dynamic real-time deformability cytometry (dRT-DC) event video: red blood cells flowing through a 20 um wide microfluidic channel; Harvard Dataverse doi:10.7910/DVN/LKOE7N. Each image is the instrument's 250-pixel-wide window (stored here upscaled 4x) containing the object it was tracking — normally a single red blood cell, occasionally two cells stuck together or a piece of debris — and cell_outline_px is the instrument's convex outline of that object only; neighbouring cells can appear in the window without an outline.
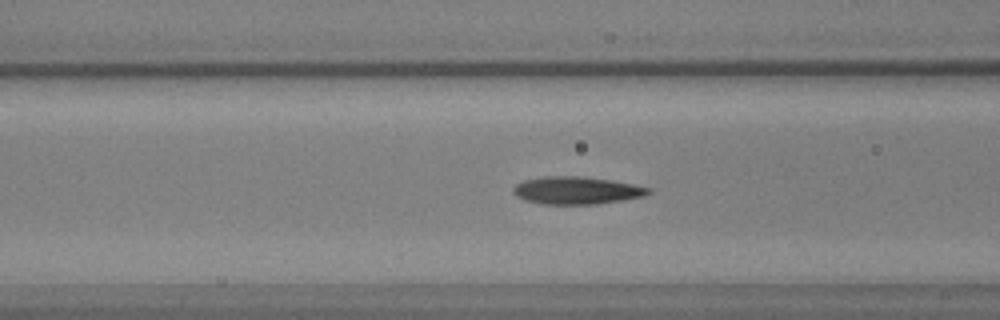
{"species": "common noctule bat (a hibernating species)", "species_latin": "Nyctalus noctula", "temperature_condition": "warm", "stored_images_in_passage": 43, "camera_frame_rate_fps": 3000, "um_per_image_px": 0.085, "animal": {"sex": "male", "body_mass_g": 17.9, "forearm_length_mm": 54.2}, "frame": {"image": 1, "passage_image": 19, "time_ms": 6.0, "image_size_px": [1000, 320], "cell_outline_px": [[652, 192], [644, 196], [596, 204], [540, 204], [524, 200], [516, 196], [512, 192], [512, 188], [516, 184], [524, 180], [544, 176], [580, 176], [612, 180], [652, 188]], "centroid_in_image_um": [48.98, 16.18], "position_along_channel_um": 117.6, "area_um2": 21.79}}
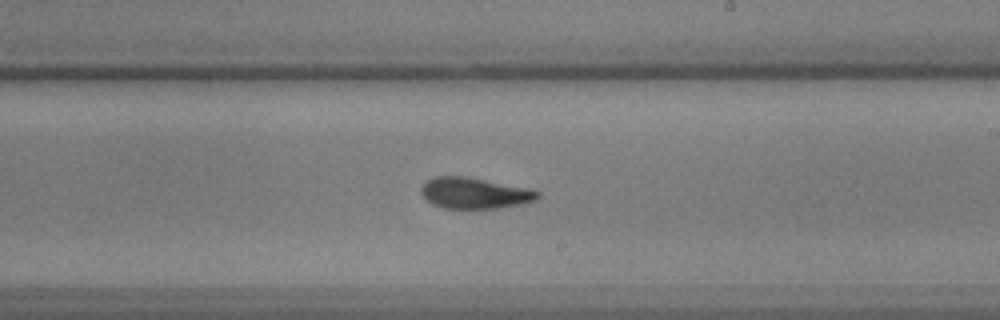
{"frame": {"image": 2, "passage_image": 29, "time_ms": 9.333, "image_size_px": [1000, 320], "cell_outline_px": [[540, 196], [536, 200], [520, 204], [496, 208], [444, 208], [432, 204], [424, 200], [420, 192], [420, 188], [432, 176], [464, 176], [528, 188], [540, 192]], "centroid_in_image_um": [40.29, 16.41], "position_along_channel_um": 248.7, "area_um2": 21.04}}
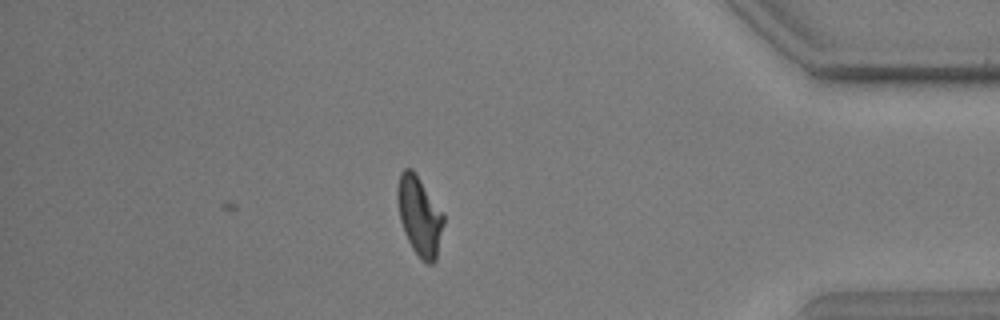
{"frame": {"image": 3, "passage_image": 43, "time_ms": 14.0, "image_size_px": [1000, 320], "cell_outline_px": [[444, 224], [436, 260], [432, 264], [428, 264], [420, 260], [412, 248], [404, 232], [400, 220], [396, 196], [396, 188], [400, 172], [404, 168], [412, 168], [444, 212]], "centroid_in_image_um": [35.66, 18.35], "position_along_channel_um": 399.5, "area_um2": 21.68}, "authors_computed_cell_mechanics": {"area_um2": 20.9814, "velocity_mm_per_s": 3.9324, "shape_relaxation_time_tau1_ms": 6.1403, "shape_relaxation_time_tau2_ms": 1.7731, "deformation_change_tau1": 0.1933, "deformation_change_tau2": 0.0908}}